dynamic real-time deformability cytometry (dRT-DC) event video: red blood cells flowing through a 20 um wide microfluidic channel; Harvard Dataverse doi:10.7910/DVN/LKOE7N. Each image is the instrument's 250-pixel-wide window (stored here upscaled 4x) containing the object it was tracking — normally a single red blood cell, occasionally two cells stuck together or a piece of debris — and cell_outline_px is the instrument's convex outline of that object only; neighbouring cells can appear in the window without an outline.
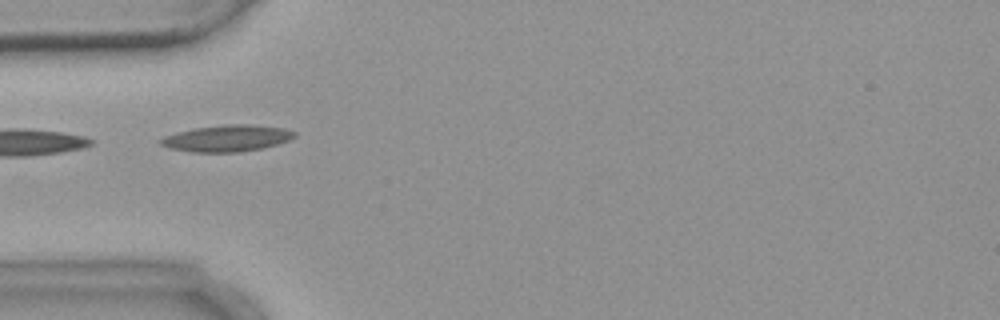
{"species": "common noctule bat (a hibernating species)", "species_latin": "Nyctalus noctula", "temperature_condition": "warm", "stored_images_in_passage": 6, "camera_frame_rate_fps": 3000, "um_per_image_px": 0.085, "animal": {"sex": "female", "body_mass_g": 18.4}, "frame": {"image": 1, "passage_image": 5, "time_ms": 4.667, "image_size_px": [1000, 320], "cell_outline_px": [[296, 136], [288, 140], [264, 148], [240, 152], [188, 152], [168, 148], [160, 144], [156, 140], [164, 136], [176, 132], [192, 128], [224, 124], [252, 124], [284, 128], [296, 132]], "centroid_in_image_um": [19.24, 11.75], "position_along_channel_um": 65.8, "area_um2": 21.04}}